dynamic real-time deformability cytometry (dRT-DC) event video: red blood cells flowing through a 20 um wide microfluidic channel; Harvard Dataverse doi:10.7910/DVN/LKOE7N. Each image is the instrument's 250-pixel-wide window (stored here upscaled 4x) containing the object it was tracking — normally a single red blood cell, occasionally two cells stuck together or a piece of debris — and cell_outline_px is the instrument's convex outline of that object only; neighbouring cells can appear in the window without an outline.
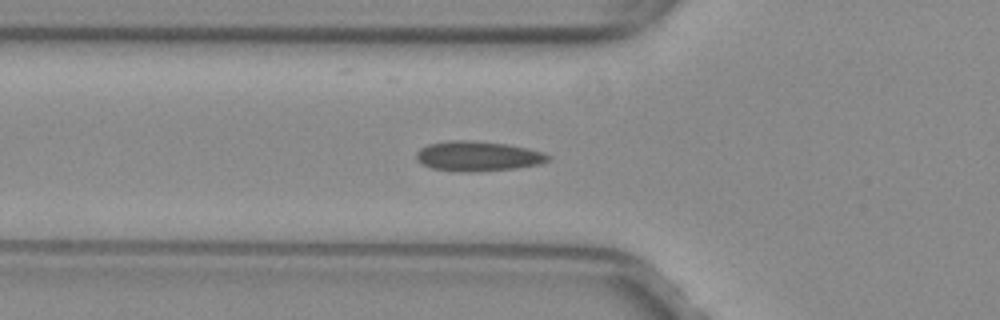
{"species": "common noctule bat (a hibernating species)", "species_latin": "Nyctalus noctula", "temperature_condition": "warm", "stored_images_in_passage": 33, "camera_frame_rate_fps": 3000, "um_per_image_px": 0.085, "animal": {"sex": "female", "body_mass_g": 29.2, "forearm_length_mm": 56.3}, "frame": {"image": 1, "passage_image": 2, "time_ms": 0.333, "image_size_px": [1000, 320], "cell_outline_px": [[552, 156], [548, 160], [540, 164], [516, 168], [472, 172], [456, 172], [432, 168], [416, 160], [416, 152], [420, 148], [428, 144], [448, 140], [468, 140], [508, 144], [528, 148], [544, 152]], "centroid_in_image_um": [40.62, 13.27], "position_along_channel_um": 85.2, "area_um2": 23.18}}
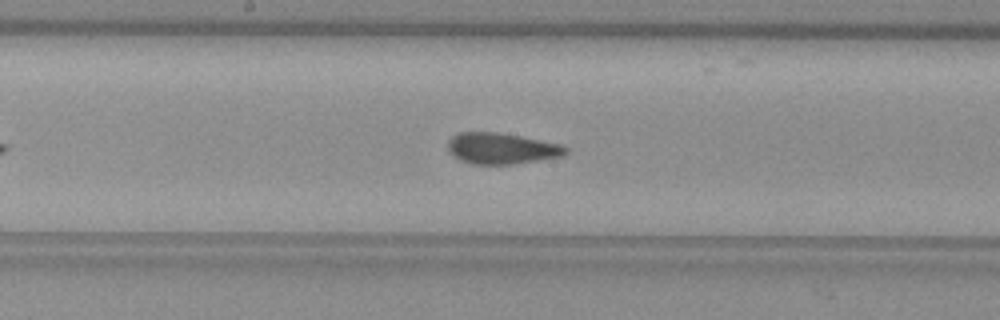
{"frame": {"image": 2, "passage_image": 11, "time_ms": 3.333, "image_size_px": [1000, 320], "cell_outline_px": [[568, 152], [564, 156], [512, 164], [472, 164], [460, 160], [452, 156], [448, 152], [448, 140], [452, 136], [460, 132], [500, 132], [560, 144], [568, 148]], "centroid_in_image_um": [42.61, 12.62], "position_along_channel_um": 205.6, "area_um2": 21.44}}
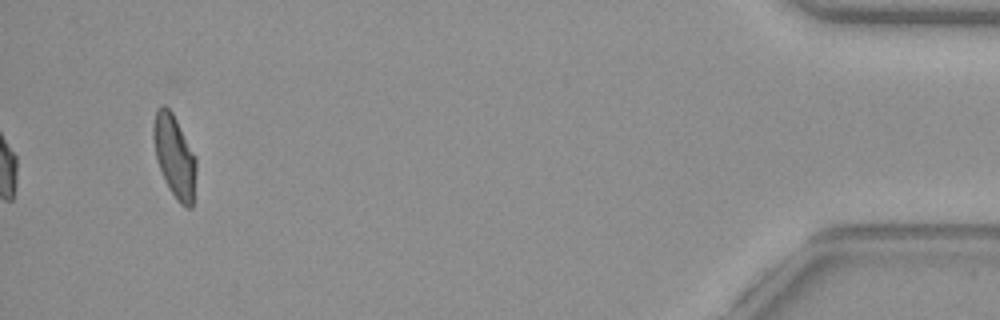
{"frame": {"image": 3, "passage_image": 33, "time_ms": 10.667, "image_size_px": [1000, 320], "cell_outline_px": [[196, 168], [192, 208], [188, 208], [180, 204], [176, 200], [168, 188], [164, 180], [156, 160], [152, 136], [152, 124], [156, 108], [160, 104], [164, 104], [172, 112], [196, 156]], "centroid_in_image_um": [14.8, 13.26], "position_along_channel_um": 420.4, "area_um2": 20.92}, "authors_computed_cell_mechanics": {"area_um2": 21.4438, "velocity_mm_per_s": 3.9962, "shape_relaxation_time_tau1_ms": null, "shape_relaxation_time_tau2_ms": 0.9367, "deformation_change_tau1": null, "deformation_change_tau2": 0.0555}}